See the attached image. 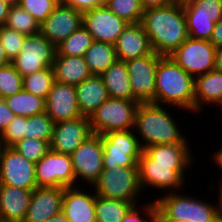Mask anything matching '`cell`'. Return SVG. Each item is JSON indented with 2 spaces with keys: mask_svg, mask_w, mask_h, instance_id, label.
Segmentation results:
<instances>
[{
  "mask_svg": "<svg viewBox=\"0 0 222 222\" xmlns=\"http://www.w3.org/2000/svg\"><path fill=\"white\" fill-rule=\"evenodd\" d=\"M134 206L124 200H114L96 195V222H121L126 213Z\"/></svg>",
  "mask_w": 222,
  "mask_h": 222,
  "instance_id": "4dcf8cb0",
  "label": "cell"
},
{
  "mask_svg": "<svg viewBox=\"0 0 222 222\" xmlns=\"http://www.w3.org/2000/svg\"><path fill=\"white\" fill-rule=\"evenodd\" d=\"M10 6L0 0V28L5 26Z\"/></svg>",
  "mask_w": 222,
  "mask_h": 222,
  "instance_id": "c3c4849f",
  "label": "cell"
},
{
  "mask_svg": "<svg viewBox=\"0 0 222 222\" xmlns=\"http://www.w3.org/2000/svg\"><path fill=\"white\" fill-rule=\"evenodd\" d=\"M55 81L69 85H78L92 76L86 60L80 56L55 55L53 61Z\"/></svg>",
  "mask_w": 222,
  "mask_h": 222,
  "instance_id": "484cf974",
  "label": "cell"
},
{
  "mask_svg": "<svg viewBox=\"0 0 222 222\" xmlns=\"http://www.w3.org/2000/svg\"><path fill=\"white\" fill-rule=\"evenodd\" d=\"M192 165H163L153 164V158L145 151H142L138 160L140 185L145 192L152 188L161 192H181L185 187V174ZM148 187V188H147Z\"/></svg>",
  "mask_w": 222,
  "mask_h": 222,
  "instance_id": "8992f818",
  "label": "cell"
},
{
  "mask_svg": "<svg viewBox=\"0 0 222 222\" xmlns=\"http://www.w3.org/2000/svg\"><path fill=\"white\" fill-rule=\"evenodd\" d=\"M216 50L209 40L188 37L170 57L195 78L215 69Z\"/></svg>",
  "mask_w": 222,
  "mask_h": 222,
  "instance_id": "30bf717a",
  "label": "cell"
},
{
  "mask_svg": "<svg viewBox=\"0 0 222 222\" xmlns=\"http://www.w3.org/2000/svg\"><path fill=\"white\" fill-rule=\"evenodd\" d=\"M0 184L34 190L37 188L35 163L27 160L14 148L2 146Z\"/></svg>",
  "mask_w": 222,
  "mask_h": 222,
  "instance_id": "9a60e30c",
  "label": "cell"
},
{
  "mask_svg": "<svg viewBox=\"0 0 222 222\" xmlns=\"http://www.w3.org/2000/svg\"><path fill=\"white\" fill-rule=\"evenodd\" d=\"M45 112L54 123L81 117L75 86L54 81L45 99Z\"/></svg>",
  "mask_w": 222,
  "mask_h": 222,
  "instance_id": "d6986e66",
  "label": "cell"
},
{
  "mask_svg": "<svg viewBox=\"0 0 222 222\" xmlns=\"http://www.w3.org/2000/svg\"><path fill=\"white\" fill-rule=\"evenodd\" d=\"M139 104L135 100L108 98L89 117L92 132L103 135L112 131L134 130Z\"/></svg>",
  "mask_w": 222,
  "mask_h": 222,
  "instance_id": "52a82bcc",
  "label": "cell"
},
{
  "mask_svg": "<svg viewBox=\"0 0 222 222\" xmlns=\"http://www.w3.org/2000/svg\"><path fill=\"white\" fill-rule=\"evenodd\" d=\"M103 167H138L141 148L135 130L112 131L102 135Z\"/></svg>",
  "mask_w": 222,
  "mask_h": 222,
  "instance_id": "ba28073f",
  "label": "cell"
},
{
  "mask_svg": "<svg viewBox=\"0 0 222 222\" xmlns=\"http://www.w3.org/2000/svg\"><path fill=\"white\" fill-rule=\"evenodd\" d=\"M37 187H76L71 156L51 149L35 163Z\"/></svg>",
  "mask_w": 222,
  "mask_h": 222,
  "instance_id": "7c38bea8",
  "label": "cell"
},
{
  "mask_svg": "<svg viewBox=\"0 0 222 222\" xmlns=\"http://www.w3.org/2000/svg\"><path fill=\"white\" fill-rule=\"evenodd\" d=\"M23 77L9 63L0 68V98L5 99L8 96L14 95L23 89Z\"/></svg>",
  "mask_w": 222,
  "mask_h": 222,
  "instance_id": "8d00e7d4",
  "label": "cell"
},
{
  "mask_svg": "<svg viewBox=\"0 0 222 222\" xmlns=\"http://www.w3.org/2000/svg\"><path fill=\"white\" fill-rule=\"evenodd\" d=\"M216 48L222 46V18L214 25V29L209 40Z\"/></svg>",
  "mask_w": 222,
  "mask_h": 222,
  "instance_id": "bcb514c9",
  "label": "cell"
},
{
  "mask_svg": "<svg viewBox=\"0 0 222 222\" xmlns=\"http://www.w3.org/2000/svg\"><path fill=\"white\" fill-rule=\"evenodd\" d=\"M54 124V121L46 112L25 117L24 138H34L51 142Z\"/></svg>",
  "mask_w": 222,
  "mask_h": 222,
  "instance_id": "e575fe53",
  "label": "cell"
},
{
  "mask_svg": "<svg viewBox=\"0 0 222 222\" xmlns=\"http://www.w3.org/2000/svg\"><path fill=\"white\" fill-rule=\"evenodd\" d=\"M194 87V115L203 113V106L222 107V72L214 69L195 77Z\"/></svg>",
  "mask_w": 222,
  "mask_h": 222,
  "instance_id": "cb8c5ba5",
  "label": "cell"
},
{
  "mask_svg": "<svg viewBox=\"0 0 222 222\" xmlns=\"http://www.w3.org/2000/svg\"><path fill=\"white\" fill-rule=\"evenodd\" d=\"M83 185L64 188L62 212L69 222H96L95 191Z\"/></svg>",
  "mask_w": 222,
  "mask_h": 222,
  "instance_id": "ffe728a7",
  "label": "cell"
},
{
  "mask_svg": "<svg viewBox=\"0 0 222 222\" xmlns=\"http://www.w3.org/2000/svg\"><path fill=\"white\" fill-rule=\"evenodd\" d=\"M160 195L155 199L157 213L165 220L188 222H218L220 220L213 201L188 196L180 191L164 192Z\"/></svg>",
  "mask_w": 222,
  "mask_h": 222,
  "instance_id": "277c9868",
  "label": "cell"
},
{
  "mask_svg": "<svg viewBox=\"0 0 222 222\" xmlns=\"http://www.w3.org/2000/svg\"><path fill=\"white\" fill-rule=\"evenodd\" d=\"M1 152H2V145L0 144V155H1Z\"/></svg>",
  "mask_w": 222,
  "mask_h": 222,
  "instance_id": "6f0895ef",
  "label": "cell"
},
{
  "mask_svg": "<svg viewBox=\"0 0 222 222\" xmlns=\"http://www.w3.org/2000/svg\"><path fill=\"white\" fill-rule=\"evenodd\" d=\"M114 46L118 60L124 62L153 52L141 23H129Z\"/></svg>",
  "mask_w": 222,
  "mask_h": 222,
  "instance_id": "7402d4cb",
  "label": "cell"
},
{
  "mask_svg": "<svg viewBox=\"0 0 222 222\" xmlns=\"http://www.w3.org/2000/svg\"><path fill=\"white\" fill-rule=\"evenodd\" d=\"M75 89L82 116L90 117L109 98L101 76L92 75L76 85Z\"/></svg>",
  "mask_w": 222,
  "mask_h": 222,
  "instance_id": "d4e9b609",
  "label": "cell"
},
{
  "mask_svg": "<svg viewBox=\"0 0 222 222\" xmlns=\"http://www.w3.org/2000/svg\"><path fill=\"white\" fill-rule=\"evenodd\" d=\"M45 222H69V221L67 220L65 214L61 211L60 213L54 215Z\"/></svg>",
  "mask_w": 222,
  "mask_h": 222,
  "instance_id": "816d5d0a",
  "label": "cell"
},
{
  "mask_svg": "<svg viewBox=\"0 0 222 222\" xmlns=\"http://www.w3.org/2000/svg\"><path fill=\"white\" fill-rule=\"evenodd\" d=\"M153 222H188L185 220H165L158 213L155 215Z\"/></svg>",
  "mask_w": 222,
  "mask_h": 222,
  "instance_id": "db71d44e",
  "label": "cell"
},
{
  "mask_svg": "<svg viewBox=\"0 0 222 222\" xmlns=\"http://www.w3.org/2000/svg\"><path fill=\"white\" fill-rule=\"evenodd\" d=\"M190 143L160 144L144 150L153 158V164L194 165ZM194 163V164H193Z\"/></svg>",
  "mask_w": 222,
  "mask_h": 222,
  "instance_id": "4316f807",
  "label": "cell"
},
{
  "mask_svg": "<svg viewBox=\"0 0 222 222\" xmlns=\"http://www.w3.org/2000/svg\"><path fill=\"white\" fill-rule=\"evenodd\" d=\"M100 76L109 98L133 100L128 68L124 61L117 60Z\"/></svg>",
  "mask_w": 222,
  "mask_h": 222,
  "instance_id": "83f0119b",
  "label": "cell"
},
{
  "mask_svg": "<svg viewBox=\"0 0 222 222\" xmlns=\"http://www.w3.org/2000/svg\"><path fill=\"white\" fill-rule=\"evenodd\" d=\"M62 3L83 13L87 10L105 5L106 0H62Z\"/></svg>",
  "mask_w": 222,
  "mask_h": 222,
  "instance_id": "7bdbcfd3",
  "label": "cell"
},
{
  "mask_svg": "<svg viewBox=\"0 0 222 222\" xmlns=\"http://www.w3.org/2000/svg\"><path fill=\"white\" fill-rule=\"evenodd\" d=\"M219 181V183H215V184H213V183H211L209 186L207 185L206 187H209V191H211V193L212 192H214V191H216V190H218L217 192V194H218V196H215V198H217L218 200V202L216 201V200H213V201H215V203H217V204H215L216 205V209H217V213H218V216H219V218L220 219H222V178H220V179H218ZM216 185H217V188L218 189H216ZM214 189V190H213ZM219 197V198H218Z\"/></svg>",
  "mask_w": 222,
  "mask_h": 222,
  "instance_id": "f6af8a7d",
  "label": "cell"
},
{
  "mask_svg": "<svg viewBox=\"0 0 222 222\" xmlns=\"http://www.w3.org/2000/svg\"><path fill=\"white\" fill-rule=\"evenodd\" d=\"M169 107L172 106L166 105L165 108L153 102L139 104L134 130L143 150L153 145L190 143L187 135L182 134L183 128L180 129L181 125Z\"/></svg>",
  "mask_w": 222,
  "mask_h": 222,
  "instance_id": "7a4b0ae2",
  "label": "cell"
},
{
  "mask_svg": "<svg viewBox=\"0 0 222 222\" xmlns=\"http://www.w3.org/2000/svg\"><path fill=\"white\" fill-rule=\"evenodd\" d=\"M82 24L94 41L114 45L129 23L103 5L83 12Z\"/></svg>",
  "mask_w": 222,
  "mask_h": 222,
  "instance_id": "2e32d148",
  "label": "cell"
},
{
  "mask_svg": "<svg viewBox=\"0 0 222 222\" xmlns=\"http://www.w3.org/2000/svg\"><path fill=\"white\" fill-rule=\"evenodd\" d=\"M215 70L222 72V46L216 50Z\"/></svg>",
  "mask_w": 222,
  "mask_h": 222,
  "instance_id": "f907efd6",
  "label": "cell"
},
{
  "mask_svg": "<svg viewBox=\"0 0 222 222\" xmlns=\"http://www.w3.org/2000/svg\"><path fill=\"white\" fill-rule=\"evenodd\" d=\"M91 187L96 195L103 198L124 200L134 205L144 202L140 197L144 192L140 185L138 167L117 166L104 169Z\"/></svg>",
  "mask_w": 222,
  "mask_h": 222,
  "instance_id": "5b68a950",
  "label": "cell"
},
{
  "mask_svg": "<svg viewBox=\"0 0 222 222\" xmlns=\"http://www.w3.org/2000/svg\"><path fill=\"white\" fill-rule=\"evenodd\" d=\"M92 134L89 117L86 116L55 123L50 149L71 155Z\"/></svg>",
  "mask_w": 222,
  "mask_h": 222,
  "instance_id": "ac0fdd59",
  "label": "cell"
},
{
  "mask_svg": "<svg viewBox=\"0 0 222 222\" xmlns=\"http://www.w3.org/2000/svg\"><path fill=\"white\" fill-rule=\"evenodd\" d=\"M222 145V143H221ZM213 154L211 155L212 156V160L213 162L215 163V165L217 167H219V169L222 171V146L219 147V149H217V151L215 152H212ZM222 178V177H221Z\"/></svg>",
  "mask_w": 222,
  "mask_h": 222,
  "instance_id": "681fc988",
  "label": "cell"
},
{
  "mask_svg": "<svg viewBox=\"0 0 222 222\" xmlns=\"http://www.w3.org/2000/svg\"><path fill=\"white\" fill-rule=\"evenodd\" d=\"M55 81L53 67H47L23 77V90L37 97L47 98Z\"/></svg>",
  "mask_w": 222,
  "mask_h": 222,
  "instance_id": "d6a6232c",
  "label": "cell"
},
{
  "mask_svg": "<svg viewBox=\"0 0 222 222\" xmlns=\"http://www.w3.org/2000/svg\"><path fill=\"white\" fill-rule=\"evenodd\" d=\"M4 3L9 6H17L19 4V0H2Z\"/></svg>",
  "mask_w": 222,
  "mask_h": 222,
  "instance_id": "11a10c76",
  "label": "cell"
},
{
  "mask_svg": "<svg viewBox=\"0 0 222 222\" xmlns=\"http://www.w3.org/2000/svg\"><path fill=\"white\" fill-rule=\"evenodd\" d=\"M92 75H102L118 58L115 46L106 42L93 41L84 56Z\"/></svg>",
  "mask_w": 222,
  "mask_h": 222,
  "instance_id": "f1b7e54d",
  "label": "cell"
},
{
  "mask_svg": "<svg viewBox=\"0 0 222 222\" xmlns=\"http://www.w3.org/2000/svg\"><path fill=\"white\" fill-rule=\"evenodd\" d=\"M219 109H220V112H219L220 114H219V113H218V114L215 113V115H216V117H218V116L220 117V116H221L220 118H222V107L218 108V110H219ZM217 115H218V116H217Z\"/></svg>",
  "mask_w": 222,
  "mask_h": 222,
  "instance_id": "9f6ffc18",
  "label": "cell"
},
{
  "mask_svg": "<svg viewBox=\"0 0 222 222\" xmlns=\"http://www.w3.org/2000/svg\"><path fill=\"white\" fill-rule=\"evenodd\" d=\"M182 5L189 37L210 40L222 18V0H182Z\"/></svg>",
  "mask_w": 222,
  "mask_h": 222,
  "instance_id": "8fae6325",
  "label": "cell"
},
{
  "mask_svg": "<svg viewBox=\"0 0 222 222\" xmlns=\"http://www.w3.org/2000/svg\"><path fill=\"white\" fill-rule=\"evenodd\" d=\"M24 133L25 117L16 115L0 135V144L4 147H12L24 138Z\"/></svg>",
  "mask_w": 222,
  "mask_h": 222,
  "instance_id": "b9f144b4",
  "label": "cell"
},
{
  "mask_svg": "<svg viewBox=\"0 0 222 222\" xmlns=\"http://www.w3.org/2000/svg\"><path fill=\"white\" fill-rule=\"evenodd\" d=\"M4 100L17 116L31 117L45 112V100L23 89Z\"/></svg>",
  "mask_w": 222,
  "mask_h": 222,
  "instance_id": "f546056e",
  "label": "cell"
},
{
  "mask_svg": "<svg viewBox=\"0 0 222 222\" xmlns=\"http://www.w3.org/2000/svg\"><path fill=\"white\" fill-rule=\"evenodd\" d=\"M105 6L128 23H140L144 13L141 0H106Z\"/></svg>",
  "mask_w": 222,
  "mask_h": 222,
  "instance_id": "d590c367",
  "label": "cell"
},
{
  "mask_svg": "<svg viewBox=\"0 0 222 222\" xmlns=\"http://www.w3.org/2000/svg\"><path fill=\"white\" fill-rule=\"evenodd\" d=\"M82 19L81 11L60 2L40 24L39 32L56 47L82 25Z\"/></svg>",
  "mask_w": 222,
  "mask_h": 222,
  "instance_id": "e0dca14e",
  "label": "cell"
},
{
  "mask_svg": "<svg viewBox=\"0 0 222 222\" xmlns=\"http://www.w3.org/2000/svg\"><path fill=\"white\" fill-rule=\"evenodd\" d=\"M12 148L27 160L37 163L50 150V142L34 138H23Z\"/></svg>",
  "mask_w": 222,
  "mask_h": 222,
  "instance_id": "74e56055",
  "label": "cell"
},
{
  "mask_svg": "<svg viewBox=\"0 0 222 222\" xmlns=\"http://www.w3.org/2000/svg\"><path fill=\"white\" fill-rule=\"evenodd\" d=\"M5 26L25 36L39 33L40 24L19 5L10 6Z\"/></svg>",
  "mask_w": 222,
  "mask_h": 222,
  "instance_id": "836d02e7",
  "label": "cell"
},
{
  "mask_svg": "<svg viewBox=\"0 0 222 222\" xmlns=\"http://www.w3.org/2000/svg\"><path fill=\"white\" fill-rule=\"evenodd\" d=\"M9 63H11V62L8 60V58L4 52V49L2 47V44L0 42V68L3 66H6Z\"/></svg>",
  "mask_w": 222,
  "mask_h": 222,
  "instance_id": "f5cc1de1",
  "label": "cell"
},
{
  "mask_svg": "<svg viewBox=\"0 0 222 222\" xmlns=\"http://www.w3.org/2000/svg\"><path fill=\"white\" fill-rule=\"evenodd\" d=\"M25 35L6 26L0 28V42L4 52L11 62L21 51Z\"/></svg>",
  "mask_w": 222,
  "mask_h": 222,
  "instance_id": "f35d334b",
  "label": "cell"
},
{
  "mask_svg": "<svg viewBox=\"0 0 222 222\" xmlns=\"http://www.w3.org/2000/svg\"><path fill=\"white\" fill-rule=\"evenodd\" d=\"M56 47L40 32L25 37L21 51L11 64L22 77L53 66Z\"/></svg>",
  "mask_w": 222,
  "mask_h": 222,
  "instance_id": "4fadbf2b",
  "label": "cell"
},
{
  "mask_svg": "<svg viewBox=\"0 0 222 222\" xmlns=\"http://www.w3.org/2000/svg\"><path fill=\"white\" fill-rule=\"evenodd\" d=\"M195 78L182 69L170 56H163L155 77V103L172 106V112H194Z\"/></svg>",
  "mask_w": 222,
  "mask_h": 222,
  "instance_id": "3957f363",
  "label": "cell"
},
{
  "mask_svg": "<svg viewBox=\"0 0 222 222\" xmlns=\"http://www.w3.org/2000/svg\"><path fill=\"white\" fill-rule=\"evenodd\" d=\"M64 188L37 187L32 191L30 205L23 222H45L62 211Z\"/></svg>",
  "mask_w": 222,
  "mask_h": 222,
  "instance_id": "44dd1931",
  "label": "cell"
},
{
  "mask_svg": "<svg viewBox=\"0 0 222 222\" xmlns=\"http://www.w3.org/2000/svg\"><path fill=\"white\" fill-rule=\"evenodd\" d=\"M32 191L0 184V222H23Z\"/></svg>",
  "mask_w": 222,
  "mask_h": 222,
  "instance_id": "603a6c76",
  "label": "cell"
},
{
  "mask_svg": "<svg viewBox=\"0 0 222 222\" xmlns=\"http://www.w3.org/2000/svg\"><path fill=\"white\" fill-rule=\"evenodd\" d=\"M73 165V171L76 179V186L80 183L91 188L98 179L103 167V147L102 135L92 134L84 140L70 155ZM82 180V181H81ZM81 181V182H80ZM79 183V185H77Z\"/></svg>",
  "mask_w": 222,
  "mask_h": 222,
  "instance_id": "9c48e42d",
  "label": "cell"
},
{
  "mask_svg": "<svg viewBox=\"0 0 222 222\" xmlns=\"http://www.w3.org/2000/svg\"><path fill=\"white\" fill-rule=\"evenodd\" d=\"M58 4L56 0H19V6L29 12L41 24Z\"/></svg>",
  "mask_w": 222,
  "mask_h": 222,
  "instance_id": "ab89813d",
  "label": "cell"
},
{
  "mask_svg": "<svg viewBox=\"0 0 222 222\" xmlns=\"http://www.w3.org/2000/svg\"><path fill=\"white\" fill-rule=\"evenodd\" d=\"M15 116L16 115L8 107L6 101L3 98H0V135L7 128Z\"/></svg>",
  "mask_w": 222,
  "mask_h": 222,
  "instance_id": "ee69618b",
  "label": "cell"
},
{
  "mask_svg": "<svg viewBox=\"0 0 222 222\" xmlns=\"http://www.w3.org/2000/svg\"><path fill=\"white\" fill-rule=\"evenodd\" d=\"M177 0H141V5L144 10L169 5Z\"/></svg>",
  "mask_w": 222,
  "mask_h": 222,
  "instance_id": "7dc6e473",
  "label": "cell"
},
{
  "mask_svg": "<svg viewBox=\"0 0 222 222\" xmlns=\"http://www.w3.org/2000/svg\"><path fill=\"white\" fill-rule=\"evenodd\" d=\"M140 23L161 56H170L189 37L182 0L144 10Z\"/></svg>",
  "mask_w": 222,
  "mask_h": 222,
  "instance_id": "6da1fadb",
  "label": "cell"
},
{
  "mask_svg": "<svg viewBox=\"0 0 222 222\" xmlns=\"http://www.w3.org/2000/svg\"><path fill=\"white\" fill-rule=\"evenodd\" d=\"M163 56L151 54L126 61L133 100L139 103H155V77L158 62Z\"/></svg>",
  "mask_w": 222,
  "mask_h": 222,
  "instance_id": "5bb4252c",
  "label": "cell"
},
{
  "mask_svg": "<svg viewBox=\"0 0 222 222\" xmlns=\"http://www.w3.org/2000/svg\"><path fill=\"white\" fill-rule=\"evenodd\" d=\"M145 201L138 205H134L124 216L121 222H153L155 215L157 214V206L155 199L151 201ZM146 202V203H145ZM142 212V213H141Z\"/></svg>",
  "mask_w": 222,
  "mask_h": 222,
  "instance_id": "60d3db41",
  "label": "cell"
},
{
  "mask_svg": "<svg viewBox=\"0 0 222 222\" xmlns=\"http://www.w3.org/2000/svg\"><path fill=\"white\" fill-rule=\"evenodd\" d=\"M93 41L92 35L82 24L68 38L56 46L55 55L84 57L86 50Z\"/></svg>",
  "mask_w": 222,
  "mask_h": 222,
  "instance_id": "1f68e13d",
  "label": "cell"
}]
</instances>
